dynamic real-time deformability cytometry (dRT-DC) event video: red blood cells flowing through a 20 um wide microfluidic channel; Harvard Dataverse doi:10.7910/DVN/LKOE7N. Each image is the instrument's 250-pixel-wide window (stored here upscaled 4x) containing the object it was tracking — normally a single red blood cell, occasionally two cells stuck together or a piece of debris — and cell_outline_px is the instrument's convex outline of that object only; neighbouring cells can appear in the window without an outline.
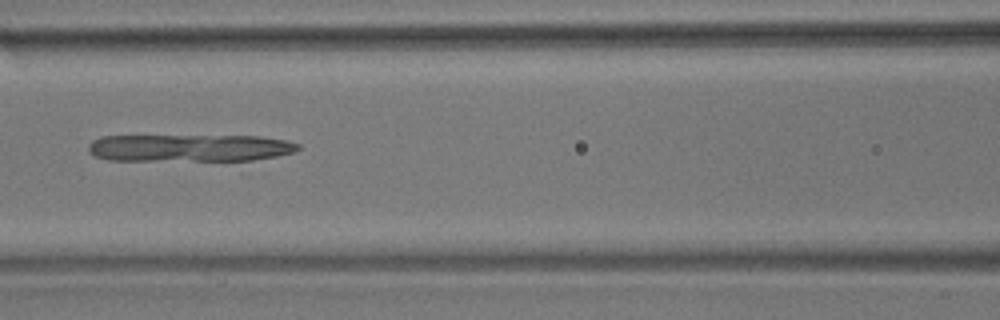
{"species": "common noctule bat (a hibernating species)", "species_latin": "Nyctalus noctula", "temperature_condition": "room temperature", "stored_images_in_passage": 6, "camera_frame_rate_fps": 3000, "um_per_image_px": 0.085, "animal": {"sex": "male", "body_mass_g": 17.9}, "frame": {"image": 1, "passage_image": 6, "time_ms": 5.667, "image_size_px": [1000, 320], "cell_outline_px": [[300, 148], [296, 152], [276, 156], [252, 160], [108, 160], [92, 156], [88, 152], [88, 144], [92, 140], [100, 136], [260, 136], [288, 140], [300, 144]], "centroid_in_image_um": [16.1, 12.57], "position_along_channel_um": 150.5, "area_um2": 33.64}}